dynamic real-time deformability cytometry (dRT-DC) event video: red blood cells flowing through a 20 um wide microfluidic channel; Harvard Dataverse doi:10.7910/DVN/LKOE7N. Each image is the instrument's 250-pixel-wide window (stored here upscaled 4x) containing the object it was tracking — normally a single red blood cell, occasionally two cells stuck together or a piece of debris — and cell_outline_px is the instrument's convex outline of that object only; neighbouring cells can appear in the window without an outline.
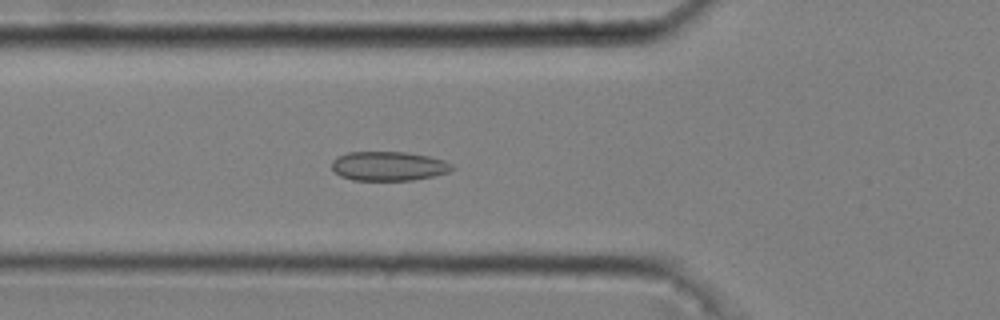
{"species": "common noctule bat (a hibernating species)", "species_latin": "Nyctalus noctula", "temperature_condition": "cold", "stored_images_in_passage": 45, "camera_frame_rate_fps": 3000, "um_per_image_px": 0.085, "animal": {"sex": "male", "body_mass_g": 20.4}, "frame": {"image": 1, "passage_image": 12, "time_ms": 3.667, "image_size_px": [1000, 320], "cell_outline_px": [[456, 168], [448, 172], [432, 176], [412, 180], [352, 180], [340, 176], [332, 168], [332, 160], [348, 152], [404, 152], [428, 156], [444, 160], [452, 164]], "centroid_in_image_um": [33.04, 14.12], "position_along_channel_um": 92.8, "area_um2": 20.4}}
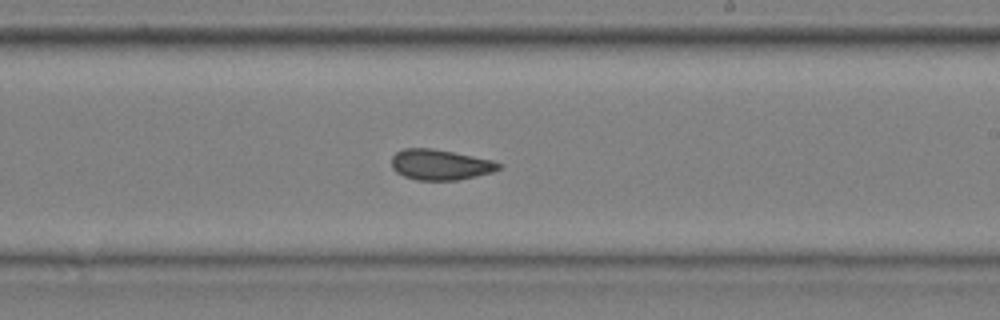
{"frame": {"image": 2, "passage_image": 25, "time_ms": 8.0, "image_size_px": [1000, 320], "cell_outline_px": [[504, 164], [500, 168], [492, 172], [476, 176], [456, 180], [416, 180], [404, 176], [396, 172], [392, 168], [392, 156], [396, 152], [404, 148], [432, 148], [492, 160]], "centroid_in_image_um": [37.41, 14.0], "position_along_channel_um": 251.6, "area_um2": 19.02}}
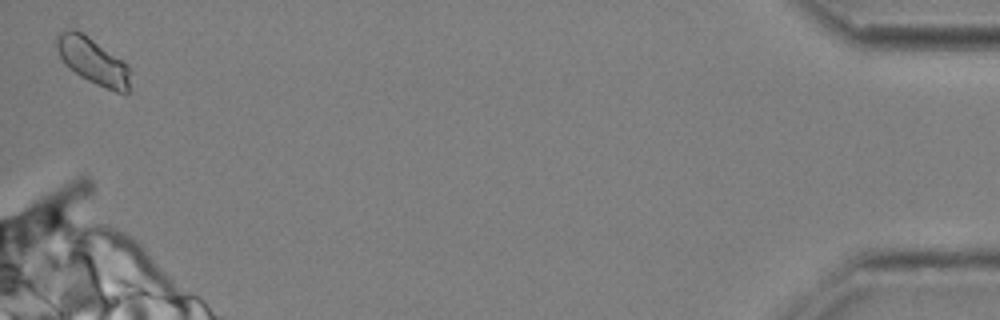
{"frame": {"image": 3, "passage_image": 45, "time_ms": 14.667, "image_size_px": [1000, 320], "cell_outline_px": [[132, 72], [128, 92], [124, 96], [96, 84], [80, 76], [64, 64], [56, 48], [56, 36], [60, 32], [68, 28], [72, 28], [88, 36], [124, 60], [128, 64]], "centroid_in_image_um": [7.95, 5.2], "position_along_channel_um": 427.3, "area_um2": 20.4}, "authors_computed_cell_mechanics": {"area_um2": 19.5364, "velocity_mm_per_s": 3.6617, "shape_relaxation_time_tau1_ms": 8.0668, "shape_relaxation_time_tau2_ms": 2.0307, "deformation_change_tau1": 0.1054, "deformation_change_tau2": 0.0701}}